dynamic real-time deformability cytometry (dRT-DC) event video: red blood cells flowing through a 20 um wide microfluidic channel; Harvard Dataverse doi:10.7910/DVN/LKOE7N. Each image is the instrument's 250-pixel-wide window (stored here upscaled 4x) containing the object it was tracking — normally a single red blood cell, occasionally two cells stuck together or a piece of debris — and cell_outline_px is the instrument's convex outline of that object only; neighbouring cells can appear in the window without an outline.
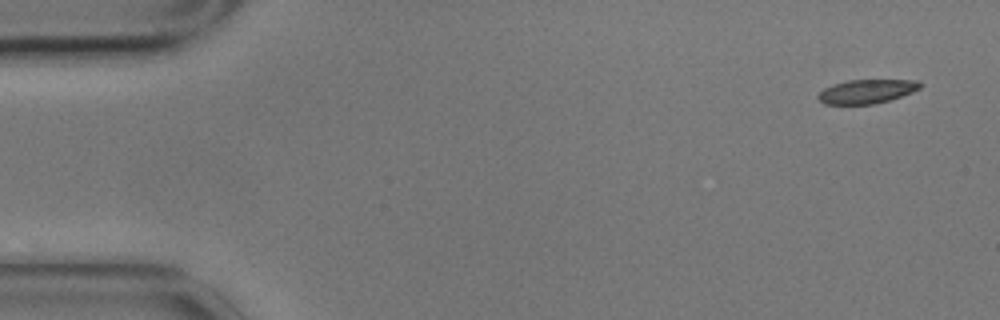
{"species": "common noctule bat (a hibernating species)", "species_latin": "Nyctalus noctula", "temperature_condition": "cold", "stored_images_in_passage": 7, "camera_frame_rate_fps": 3000, "um_per_image_px": 0.085, "animal": {"sex": "male", "body_mass_g": 17.9}, "frame": {"image": 1, "passage_image": 1, "time_ms": 0.0, "image_size_px": [1000, 320], "cell_outline_px": [[920, 88], [912, 92], [888, 100], [872, 104], [824, 104], [816, 96], [824, 88], [832, 84], [848, 80], [916, 80], [920, 84]], "centroid_in_image_um": [73.62, 7.76], "position_along_channel_um": 11.4, "area_um2": 14.05}}
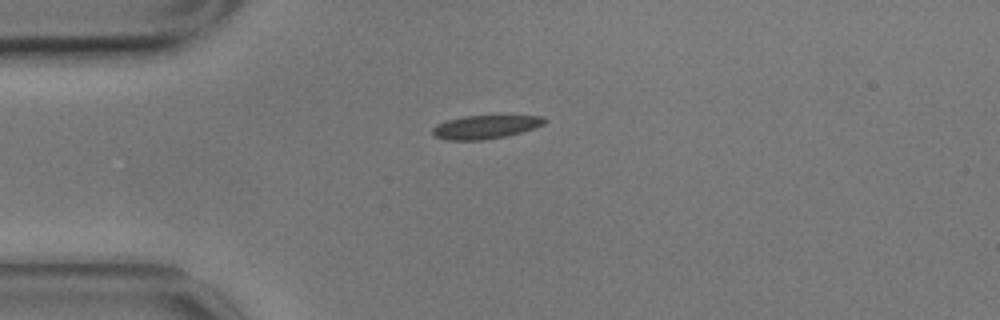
{"frame": {"image": 2, "passage_image": 4, "time_ms": 1.0, "image_size_px": [1000, 320], "cell_outline_px": [[548, 120], [544, 124], [508, 136], [480, 140], [448, 140], [436, 136], [432, 132], [432, 128], [436, 124], [448, 120], [464, 116], [544, 116]], "centroid_in_image_um": [41.25, 10.79], "position_along_channel_um": 43.7, "area_um2": 15.14}}